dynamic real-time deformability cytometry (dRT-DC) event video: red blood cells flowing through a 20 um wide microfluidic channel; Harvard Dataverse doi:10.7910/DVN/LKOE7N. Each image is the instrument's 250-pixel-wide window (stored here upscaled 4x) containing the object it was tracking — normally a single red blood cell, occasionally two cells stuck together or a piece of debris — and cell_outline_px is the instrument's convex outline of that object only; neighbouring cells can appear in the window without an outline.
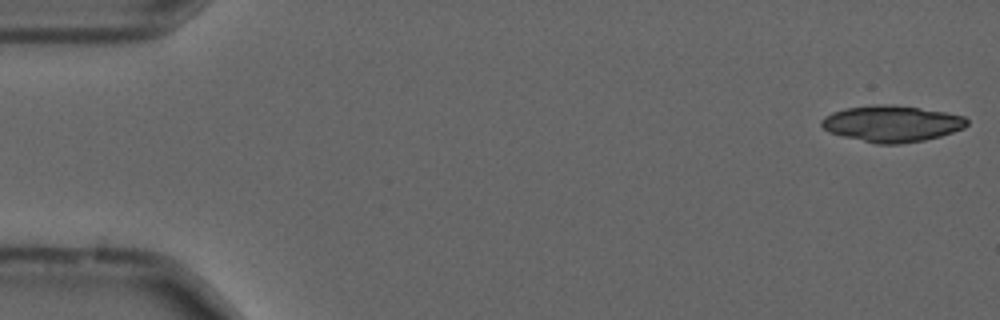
{"species": "common noctule bat (a hibernating species)", "species_latin": "Nyctalus noctula", "temperature_condition": "cold", "stored_images_in_passage": 3, "camera_frame_rate_fps": 3000, "um_per_image_px": 0.085, "animal": {"sex": "male", "forearm_length_mm": 52.5}, "frame": {"image": 1, "passage_image": 1, "time_ms": 0.0, "image_size_px": [1000, 320], "cell_outline_px": [[968, 124], [964, 128], [940, 136], [924, 140], [900, 144], [876, 144], [828, 132], [820, 124], [820, 120], [824, 116], [832, 112], [844, 108], [872, 104], [892, 104], [920, 108], [944, 112], [964, 116], [968, 120]], "centroid_in_image_um": [75.78, 10.5], "position_along_channel_um": 9.2, "area_um2": 30.92}}